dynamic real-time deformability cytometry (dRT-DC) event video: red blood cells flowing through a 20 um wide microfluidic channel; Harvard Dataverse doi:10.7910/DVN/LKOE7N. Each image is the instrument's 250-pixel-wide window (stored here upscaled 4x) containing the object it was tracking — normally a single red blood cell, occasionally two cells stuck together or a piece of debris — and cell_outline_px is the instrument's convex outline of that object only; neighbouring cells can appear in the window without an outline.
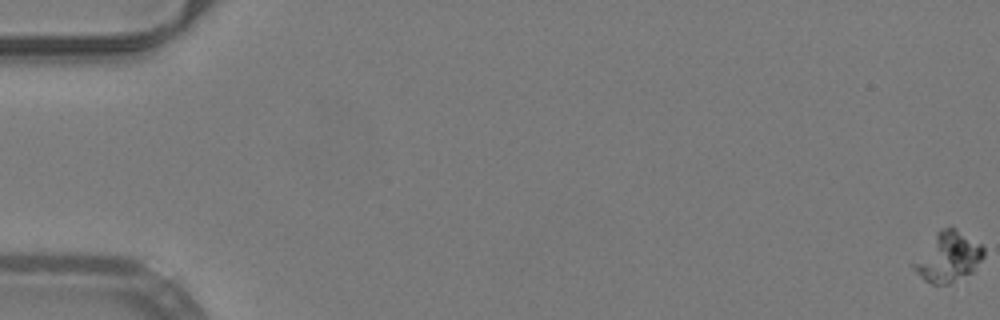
{"species": "common noctule bat (a hibernating species)", "species_latin": "Nyctalus noctula", "temperature_condition": "warm", "stored_images_in_passage": 23, "camera_frame_rate_fps": 3000, "um_per_image_px": 0.085, "animal": {"sex": "male", "body_mass_g": 19.2, "forearm_length_mm": 51.8}, "frame": {"image": 1, "passage_image": 1, "time_ms": 0.0, "image_size_px": [1000, 320], "cell_outline_px": [[984, 256], [972, 272], [948, 284], [932, 284], [924, 280], [912, 268], [912, 264], [936, 232], [948, 224], [956, 228], [980, 244], [984, 248]], "centroid_in_image_um": [80.6, 21.82], "position_along_channel_um": 4.4, "area_um2": 20.11}}
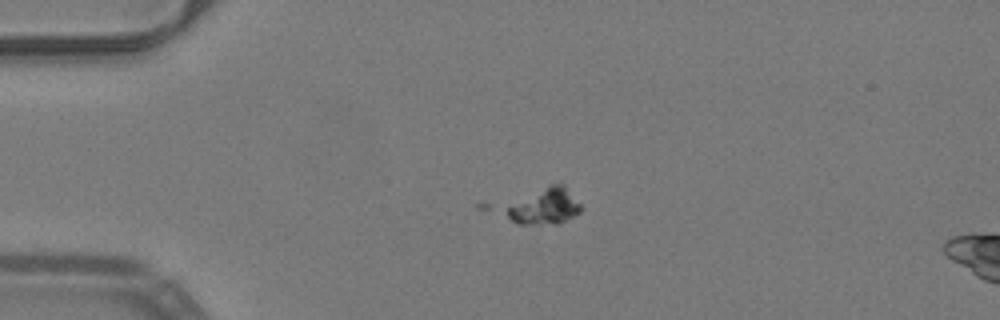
{"frame": {"image": 2, "passage_image": 15, "time_ms": 4.667, "image_size_px": [1000, 320], "cell_outline_px": [[580, 212], [556, 224], [516, 224], [508, 216], [508, 208], [552, 184], [564, 184], [580, 204]], "centroid_in_image_um": [46.38, 17.58], "position_along_channel_um": 38.6, "area_um2": 14.57}}
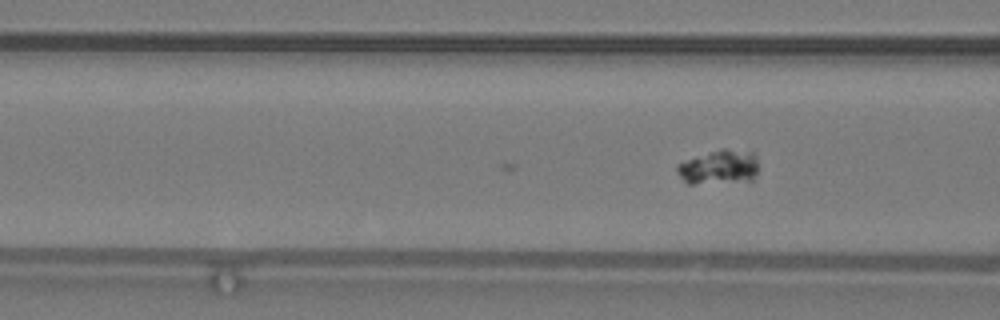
{"frame": {"image": 3, "passage_image": 23, "time_ms": 7.333, "image_size_px": [1000, 320], "cell_outline_px": [[756, 176], [752, 180], [696, 184], [688, 184], [676, 172], [676, 164], [720, 148], [724, 148], [752, 152], [756, 156]], "centroid_in_image_um": [61.1, 14.21], "position_along_channel_um": 105.5, "area_um2": 16.18}}